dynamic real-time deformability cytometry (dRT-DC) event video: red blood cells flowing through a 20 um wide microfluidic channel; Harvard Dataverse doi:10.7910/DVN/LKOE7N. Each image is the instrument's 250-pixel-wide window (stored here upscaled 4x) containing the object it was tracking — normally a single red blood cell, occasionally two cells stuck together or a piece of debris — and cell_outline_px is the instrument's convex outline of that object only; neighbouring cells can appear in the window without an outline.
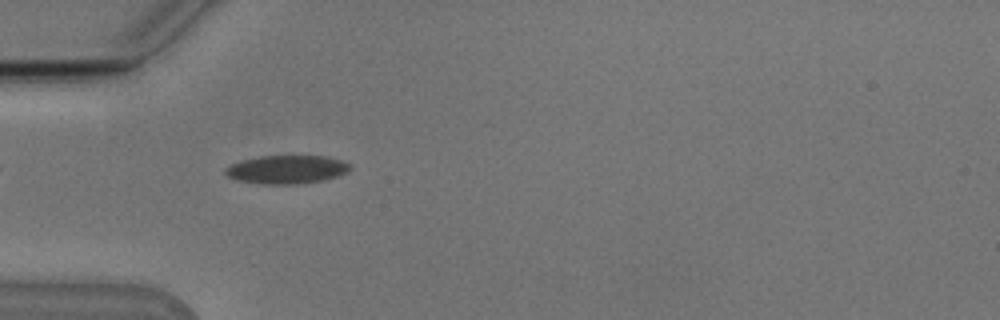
{"species": "Egyptian fruit bat (a non-hibernating species)", "species_latin": "Rousettus aegyptiacus", "temperature_condition": "cold", "stored_images_in_passage": 39, "camera_frame_rate_fps": 3000, "um_per_image_px": 0.085, "animal": {"sex": "male"}, "frame": {"image": 1, "passage_image": 2, "time_ms": 0.333, "image_size_px": [1000, 320], "cell_outline_px": [[352, 168], [348, 172], [336, 176], [320, 180], [296, 184], [264, 184], [236, 180], [228, 176], [224, 172], [224, 168], [232, 164], [244, 160], [260, 156], [328, 156], [352, 164]], "centroid_in_image_um": [24.39, 14.4], "position_along_channel_um": 60.6, "area_um2": 20.52}}
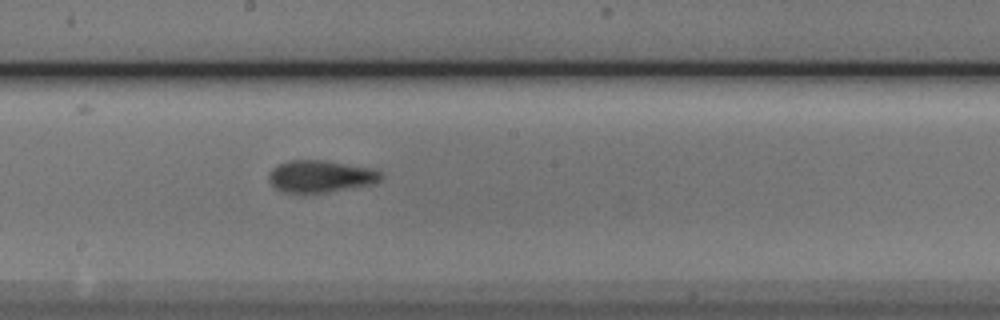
{"frame": {"image": 2, "passage_image": 15, "time_ms": 4.667, "image_size_px": [1000, 320], "cell_outline_px": [[384, 176], [380, 180], [372, 184], [328, 192], [284, 192], [276, 188], [268, 180], [268, 176], [272, 168], [288, 160], [324, 160], [368, 168], [384, 172]], "centroid_in_image_um": [27.25, 14.98], "position_along_channel_um": 220.9, "area_um2": 20.75}}
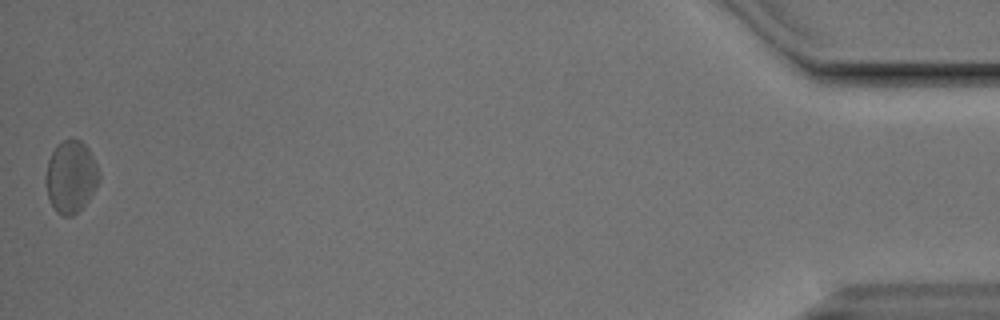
{"frame": {"image": 3, "passage_image": 39, "time_ms": 12.667, "image_size_px": [1000, 320], "cell_outline_px": [[100, 176], [88, 200], [72, 216], [64, 216], [56, 212], [48, 196], [48, 160], [56, 144], [64, 140], [80, 140], [88, 148], [96, 164]], "centroid_in_image_um": [6.04, 15.01], "position_along_channel_um": 429.2, "area_um2": 21.56}, "authors_computed_cell_mechanics": {"area_um2": 20.7502, "velocity_mm_per_s": 3.7779, "shape_relaxation_time_tau1_ms": 3.6898, "shape_relaxation_time_tau2_ms": 1.7368, "deformation_change_tau1": 0.0921, "deformation_change_tau2": 0.0714}}